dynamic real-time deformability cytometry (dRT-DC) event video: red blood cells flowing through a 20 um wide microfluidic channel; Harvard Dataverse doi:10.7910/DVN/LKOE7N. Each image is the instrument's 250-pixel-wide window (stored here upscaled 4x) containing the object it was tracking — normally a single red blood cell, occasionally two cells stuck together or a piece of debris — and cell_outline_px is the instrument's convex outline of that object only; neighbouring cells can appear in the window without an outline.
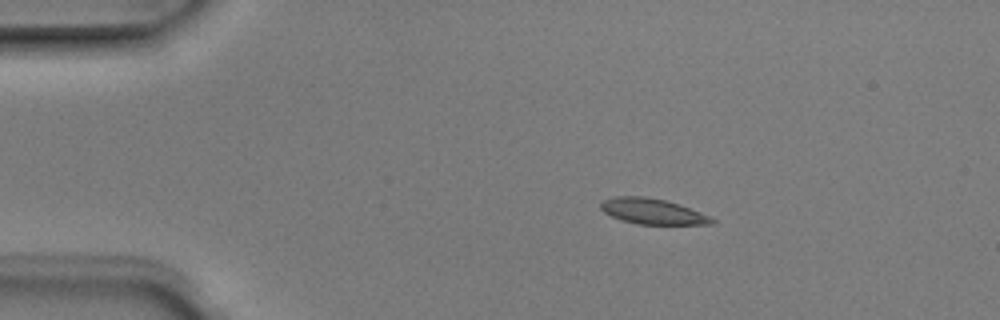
{"species": "Egyptian fruit bat (a non-hibernating species)", "species_latin": "Rousettus aegyptiacus", "temperature_condition": "room temperature", "stored_images_in_passage": 4, "camera_frame_rate_fps": 3000, "um_per_image_px": 0.085, "animal": {"sex": "male"}, "frame": {"image": 1, "passage_image": 3, "time_ms": 0.667, "image_size_px": [1000, 320], "cell_outline_px": [[716, 224], [636, 224], [620, 220], [604, 212], [600, 208], [600, 204], [604, 200], [616, 196], [644, 196], [664, 200], [680, 204], [700, 212], [716, 220]], "centroid_in_image_um": [55.46, 17.97], "position_along_channel_um": 29.5, "area_um2": 16.53}}